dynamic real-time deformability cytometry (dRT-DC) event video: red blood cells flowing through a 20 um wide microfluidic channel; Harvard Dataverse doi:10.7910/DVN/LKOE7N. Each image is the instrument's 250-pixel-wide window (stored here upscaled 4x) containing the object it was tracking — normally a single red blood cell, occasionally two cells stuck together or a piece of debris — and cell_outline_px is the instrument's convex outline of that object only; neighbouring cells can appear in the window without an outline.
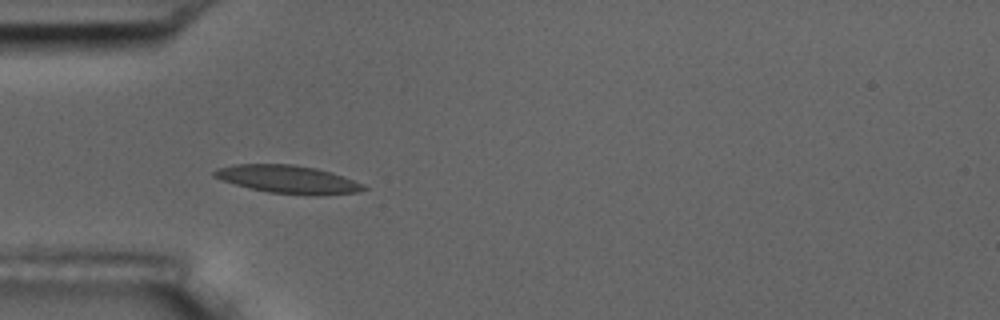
{"species": "common noctule bat (a hibernating species)", "species_latin": "Nyctalus noctula", "temperature_condition": "room temperature", "stored_images_in_passage": 6, "camera_frame_rate_fps": 3000, "um_per_image_px": 0.085, "animal": {"sex": "male", "body_mass_g": 17.5, "forearm_length_mm": 52.3}, "frame": {"image": 1, "passage_image": 5, "time_ms": 1.333, "image_size_px": [1000, 320], "cell_outline_px": [[368, 188], [356, 192], [316, 196], [268, 192], [248, 188], [212, 176], [212, 172], [216, 168], [232, 164], [292, 164], [316, 168], [332, 172], [344, 176], [364, 184]], "centroid_in_image_um": [24.48, 15.24], "position_along_channel_um": 60.5, "area_um2": 24.51}}